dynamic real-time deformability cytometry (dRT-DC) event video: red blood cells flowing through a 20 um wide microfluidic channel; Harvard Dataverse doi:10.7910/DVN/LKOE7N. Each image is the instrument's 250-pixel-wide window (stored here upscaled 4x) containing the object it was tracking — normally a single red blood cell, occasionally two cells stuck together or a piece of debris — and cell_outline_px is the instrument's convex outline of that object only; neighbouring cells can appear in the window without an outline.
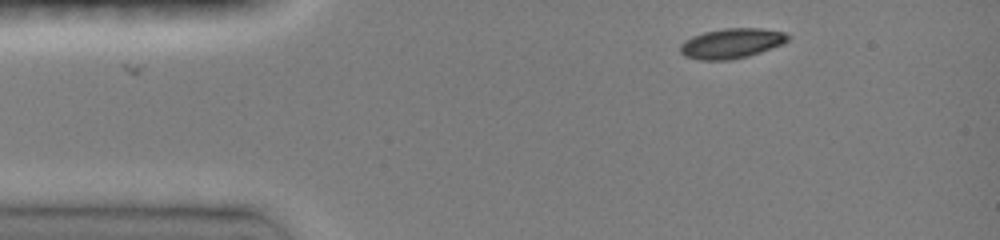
{"species": "common noctule bat (a hibernating species)", "species_latin": "Nyctalus noctula", "temperature_condition": "room temperature", "stored_images_in_passage": 32, "camera_frame_rate_fps": 3000, "um_per_image_px": 0.085, "animal": {"sex": "female", "body_mass_g": 19.0, "forearm_length_mm": 51.5}, "frame": {"image": 1, "passage_image": 1, "time_ms": 0.0, "image_size_px": [1000, 240], "cell_outline_px": [[788, 40], [780, 44], [760, 52], [748, 56], [732, 60], [700, 60], [684, 56], [680, 52], [680, 44], [684, 40], [692, 36], [704, 32], [724, 28], [764, 28], [784, 32], [788, 36]], "centroid_in_image_um": [62.13, 3.68], "position_along_channel_um": 22.9, "area_um2": 18.79}}
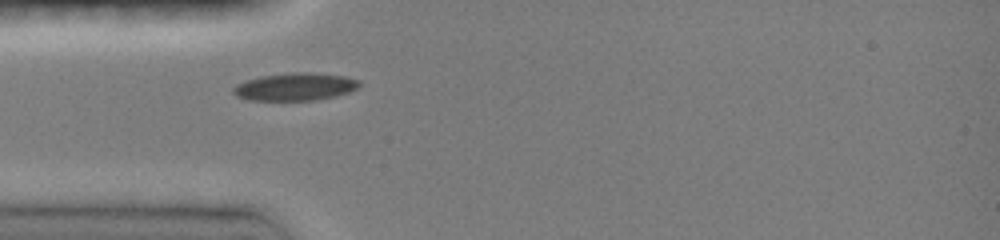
{"frame": {"image": 2, "passage_image": 18, "time_ms": 2.333, "image_size_px": [1000, 240], "cell_outline_px": [[360, 84], [356, 88], [348, 92], [336, 96], [312, 100], [248, 100], [236, 96], [232, 92], [232, 88], [236, 84], [260, 76], [292, 72], [312, 72], [344, 76], [360, 80]], "centroid_in_image_um": [25.06, 7.37], "position_along_channel_um": 59.9, "area_um2": 20.29}}
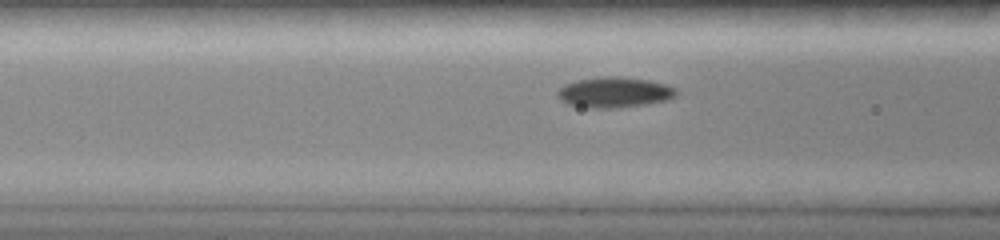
{"frame": {"image": 3, "passage_image": 22, "time_ms": 3.667, "image_size_px": [1000, 240], "cell_outline_px": [[680, 92], [676, 96], [668, 100], [648, 104], [616, 108], [588, 108], [568, 104], [560, 100], [556, 96], [556, 92], [564, 84], [576, 80], [604, 76], [620, 76], [648, 80], [664, 84], [676, 88]], "centroid_in_image_um": [52.22, 7.85], "position_along_channel_um": 114.4, "area_um2": 21.44}}